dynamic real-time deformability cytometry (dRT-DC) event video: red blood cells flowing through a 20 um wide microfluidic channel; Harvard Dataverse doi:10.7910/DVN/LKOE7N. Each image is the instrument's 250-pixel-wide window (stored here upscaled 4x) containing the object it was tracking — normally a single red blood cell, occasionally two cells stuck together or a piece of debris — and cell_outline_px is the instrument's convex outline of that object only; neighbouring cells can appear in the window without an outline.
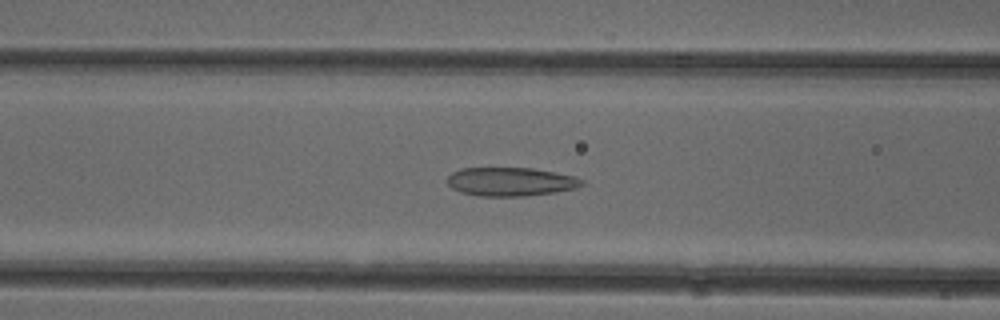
{"species": "common noctule bat (a hibernating species)", "species_latin": "Nyctalus noctula", "temperature_condition": "cold", "stored_images_in_passage": 28, "camera_frame_rate_fps": 3000, "um_per_image_px": 0.085, "animal": {"sex": "female"}, "frame": {"image": 1, "passage_image": 7, "time_ms": 2.0, "image_size_px": [1000, 320], "cell_outline_px": [[584, 184], [576, 188], [556, 192], [524, 196], [476, 196], [460, 192], [452, 188], [448, 184], [448, 176], [452, 172], [460, 168], [532, 168], [572, 176], [584, 180]], "centroid_in_image_um": [43.37, 15.45], "position_along_channel_um": 123.2, "area_um2": 22.43}}
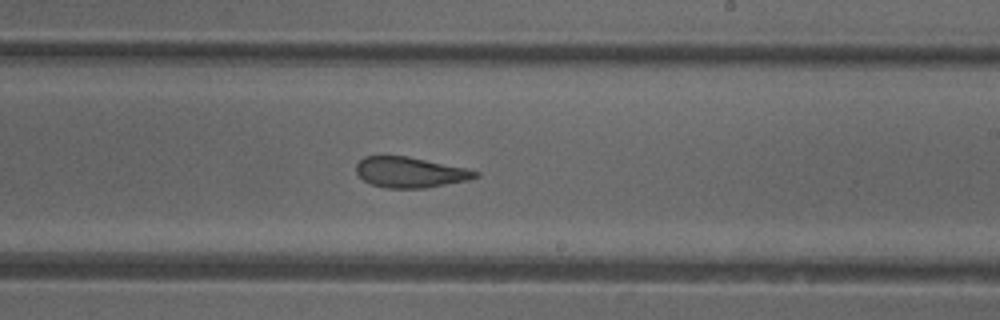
{"frame": {"image": 2, "passage_image": 17, "time_ms": 5.333, "image_size_px": [1000, 320], "cell_outline_px": [[480, 176], [468, 180], [428, 188], [388, 188], [372, 184], [364, 180], [356, 172], [356, 164], [364, 156], [408, 156], [464, 168], [480, 172]], "centroid_in_image_um": [34.87, 14.65], "position_along_channel_um": 254.1, "area_um2": 21.1}}
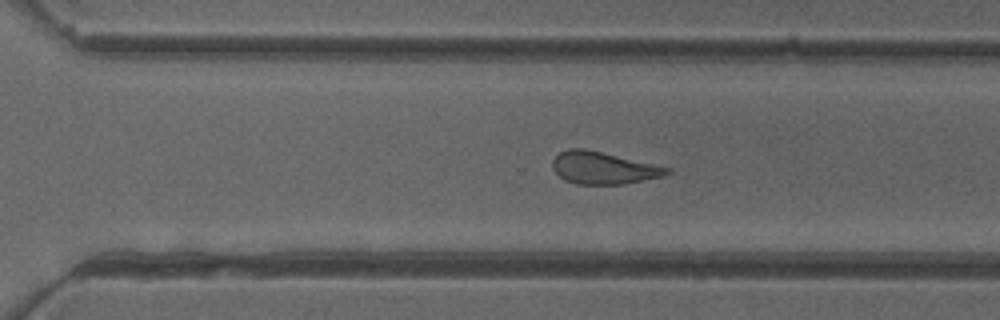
{"frame": {"image": 3, "passage_image": 22, "time_ms": 7.0, "image_size_px": [1000, 320], "cell_outline_px": [[672, 172], [660, 176], [624, 184], [576, 184], [564, 180], [552, 168], [552, 160], [560, 152], [568, 148], [584, 148], [672, 168]], "centroid_in_image_um": [51.25, 14.27], "position_along_channel_um": 319.3, "area_um2": 21.33}, "authors_computed_cell_mechanics": {"area_um2": 22.1085, "velocity_mm_per_s": 3.9297, "shape_relaxation_time_tau1_ms": null, "shape_relaxation_time_tau2_ms": 2.2662, "deformation_change_tau1": null, "deformation_change_tau2": 0.1061}}